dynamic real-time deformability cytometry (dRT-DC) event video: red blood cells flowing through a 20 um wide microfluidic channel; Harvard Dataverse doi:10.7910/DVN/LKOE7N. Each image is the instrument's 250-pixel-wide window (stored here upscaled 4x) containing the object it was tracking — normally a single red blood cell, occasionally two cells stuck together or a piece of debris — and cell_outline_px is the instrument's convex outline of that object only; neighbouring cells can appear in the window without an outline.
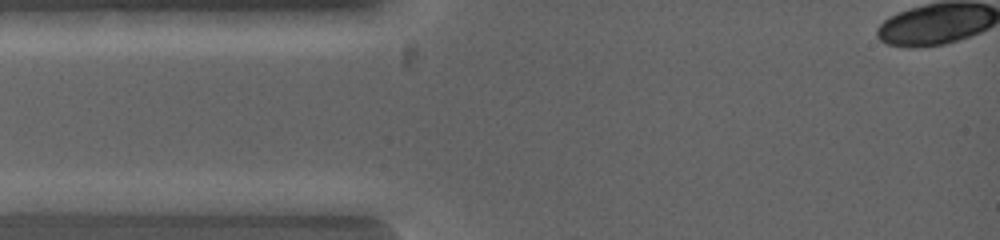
{"species": "common noctule bat (a hibernating species)", "species_latin": "Nyctalus noctula", "temperature_condition": "warm", "stored_images_in_passage": 1, "camera_frame_rate_fps": 5000, "um_per_image_px": 0.085, "animal": {"sex": "female", "body_mass_g": 19.0, "forearm_length_mm": 53.3}, "frame": {"image": 1, "passage_image": 1, "time_ms": 0.0, "image_size_px": [1000, 240], "cell_outline_px": [[308, 200], [300, 216], [272, 216], [192, 200], [272, 192]], "centroid_in_image_um": [22.3, 17.32], "position_along_channel_um": 62.7, "area_um2": 11.68}}